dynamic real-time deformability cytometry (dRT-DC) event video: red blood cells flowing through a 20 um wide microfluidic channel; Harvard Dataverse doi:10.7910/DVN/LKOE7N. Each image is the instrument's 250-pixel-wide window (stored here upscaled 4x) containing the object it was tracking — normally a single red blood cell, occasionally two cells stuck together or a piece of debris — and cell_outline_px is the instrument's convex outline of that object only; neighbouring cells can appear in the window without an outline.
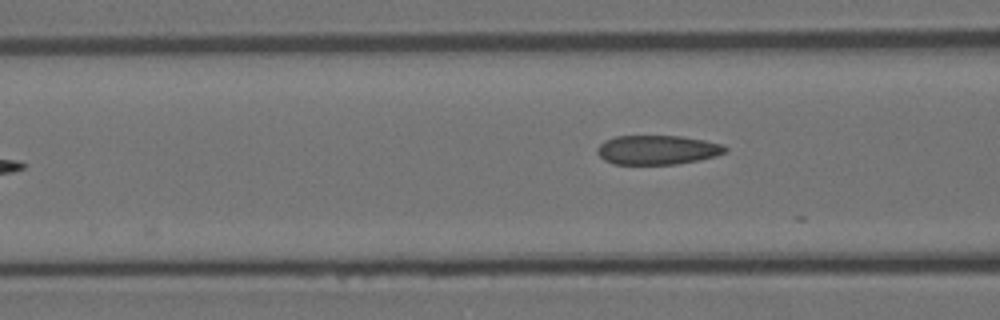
{"species": "Egyptian fruit bat (a non-hibernating species)", "species_latin": "Rousettus aegyptiacus", "temperature_condition": "room temperature", "stored_images_in_passage": 7, "camera_frame_rate_fps": 3000, "um_per_image_px": 0.085, "animal": {"sex": "female"}, "frame": {"image": 1, "passage_image": 7, "time_ms": 2.0, "image_size_px": [1000, 320], "cell_outline_px": [[728, 148], [724, 152], [716, 156], [700, 160], [676, 164], [612, 164], [604, 160], [596, 152], [596, 148], [604, 140], [616, 136], [680, 136], [704, 140], [724, 144]], "centroid_in_image_um": [55.86, 12.74], "position_along_channel_um": 110.7, "area_um2": 21.96}}